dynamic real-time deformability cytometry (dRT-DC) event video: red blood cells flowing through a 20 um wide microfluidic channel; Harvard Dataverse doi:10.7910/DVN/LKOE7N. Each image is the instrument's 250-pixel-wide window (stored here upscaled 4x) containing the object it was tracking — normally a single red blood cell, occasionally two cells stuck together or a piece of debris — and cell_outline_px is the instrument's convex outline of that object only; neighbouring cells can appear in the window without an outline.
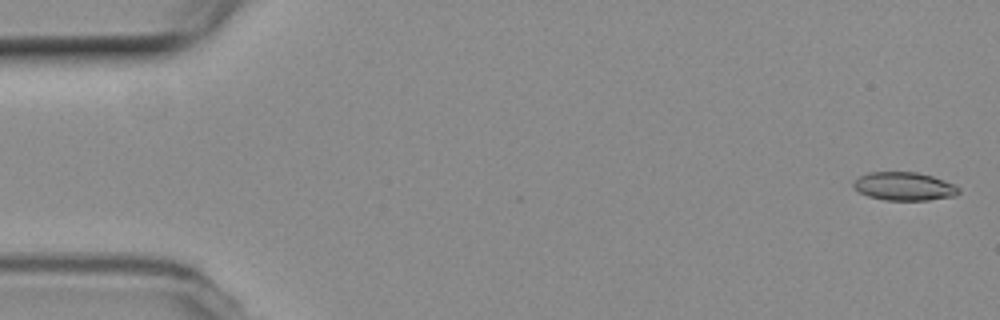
{"species": "common noctule bat (a hibernating species)", "species_latin": "Nyctalus noctula", "temperature_condition": "room temperature", "stored_images_in_passage": 5, "camera_frame_rate_fps": 3000, "um_per_image_px": 0.085, "animal": {"sex": "female", "body_mass_g": 19.3, "forearm_length_mm": 54.1}, "frame": {"image": 1, "passage_image": 1, "time_ms": 0.0, "image_size_px": [1000, 320], "cell_outline_px": [[960, 192], [956, 196], [928, 200], [884, 200], [868, 196], [860, 192], [852, 184], [860, 176], [868, 172], [916, 172], [932, 176], [944, 180], [960, 188]], "centroid_in_image_um": [76.88, 15.84], "position_along_channel_um": 8.1, "area_um2": 17.28}}